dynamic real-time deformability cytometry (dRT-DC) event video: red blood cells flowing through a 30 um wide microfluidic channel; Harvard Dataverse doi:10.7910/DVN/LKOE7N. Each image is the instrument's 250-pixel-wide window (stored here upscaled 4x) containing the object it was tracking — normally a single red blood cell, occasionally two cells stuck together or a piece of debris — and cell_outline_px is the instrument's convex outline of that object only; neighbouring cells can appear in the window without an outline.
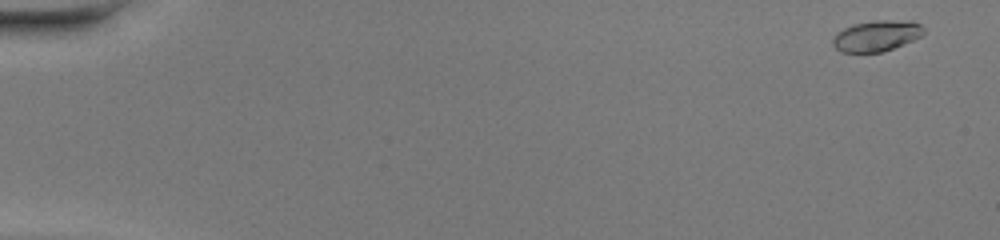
{"species": "common noctule bat (a hibernating species)", "species_latin": "Nyctalus noctula", "temperature_condition": "warm", "stored_images_in_passage": 49, "camera_frame_rate_fps": 3000, "um_per_image_px": 0.085, "animal": {"sex": "female", "body_mass_g": 20.0, "forearm_length_mm": 54.0}, "frame": {"image": 1, "passage_image": 2, "time_ms": 0.333, "image_size_px": [1000, 240], "cell_outline_px": [[924, 32], [920, 36], [904, 44], [880, 52], [840, 52], [832, 44], [832, 40], [844, 28], [852, 24], [872, 20], [912, 20], [920, 24], [924, 28]], "centroid_in_image_um": [74.52, 3.03], "position_along_channel_um": 10.5, "area_um2": 16.3}}
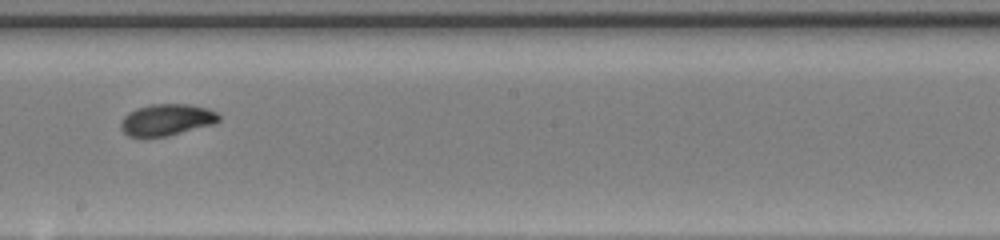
{"frame": {"image": 2, "passage_image": 29, "time_ms": 9.333, "image_size_px": [1000, 240], "cell_outline_px": [[220, 120], [216, 124], [168, 136], [128, 136], [120, 128], [120, 120], [128, 112], [136, 108], [152, 104], [188, 104], [208, 108], [216, 112], [220, 116]], "centroid_in_image_um": [14.19, 10.18], "position_along_channel_um": 234.0, "area_um2": 18.21}}
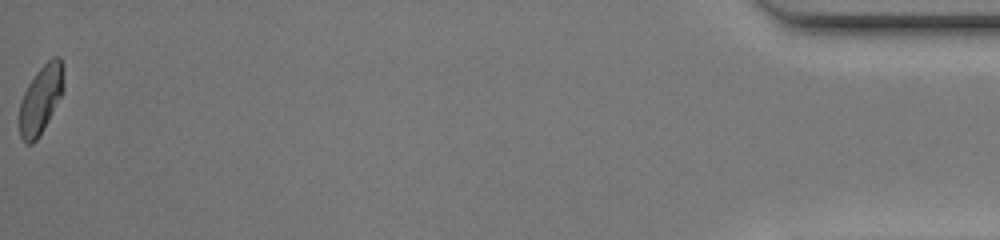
{"frame": {"image": 3, "passage_image": 49, "time_ms": 16.0, "image_size_px": [1000, 240], "cell_outline_px": [[64, 88], [40, 136], [32, 144], [24, 144], [20, 136], [20, 100], [28, 84], [36, 72], [52, 56], [60, 56], [64, 64]], "centroid_in_image_um": [3.48, 8.42], "position_along_channel_um": 431.7, "area_um2": 17.69}, "authors_computed_cell_mechanics": {"area_um2": 17.6868, "velocity_mm_per_s": 4.3259, "shape_relaxation_time_tau1_ms": 3.463, "shape_relaxation_time_tau2_ms": 2.0469, "deformation_change_tau1": 0.1368, "deformation_change_tau2": 0.0551}}